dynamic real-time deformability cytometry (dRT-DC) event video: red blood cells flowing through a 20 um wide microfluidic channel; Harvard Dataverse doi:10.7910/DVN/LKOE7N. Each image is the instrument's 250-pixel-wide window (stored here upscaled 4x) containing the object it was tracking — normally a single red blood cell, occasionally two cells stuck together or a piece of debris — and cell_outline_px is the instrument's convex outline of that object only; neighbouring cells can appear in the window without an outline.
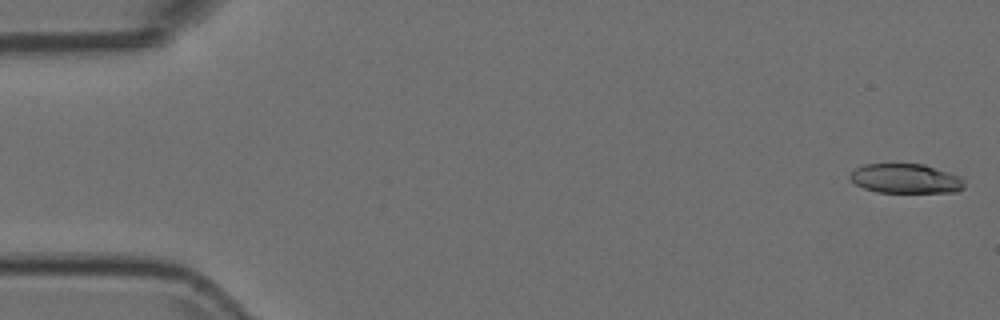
{"species": "Egyptian fruit bat (a non-hibernating species)", "species_latin": "Rousettus aegyptiacus", "temperature_condition": "room temperature", "stored_images_in_passage": 53, "camera_frame_rate_fps": 3000, "um_per_image_px": 0.085, "animal": {"sex": "female"}, "frame": {"image": 1, "passage_image": 1, "time_ms": 0.0, "image_size_px": [1000, 320], "cell_outline_px": [[964, 188], [956, 192], [876, 192], [864, 188], [856, 184], [848, 176], [856, 168], [864, 164], [924, 164], [960, 176], [964, 180]], "centroid_in_image_um": [77.0, 15.18], "position_along_channel_um": 8.0, "area_um2": 19.59}}
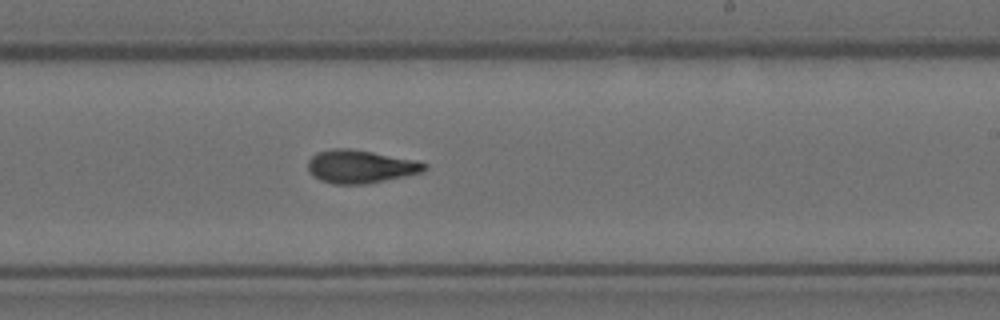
{"frame": {"image": 2, "passage_image": 32, "time_ms": 10.333, "image_size_px": [1000, 320], "cell_outline_px": [[428, 168], [424, 172], [368, 184], [332, 184], [320, 180], [312, 176], [308, 168], [308, 160], [316, 152], [332, 148], [348, 148], [372, 152], [416, 160], [428, 164]], "centroid_in_image_um": [30.64, 14.16], "position_along_channel_um": 258.4, "area_um2": 22.72}}
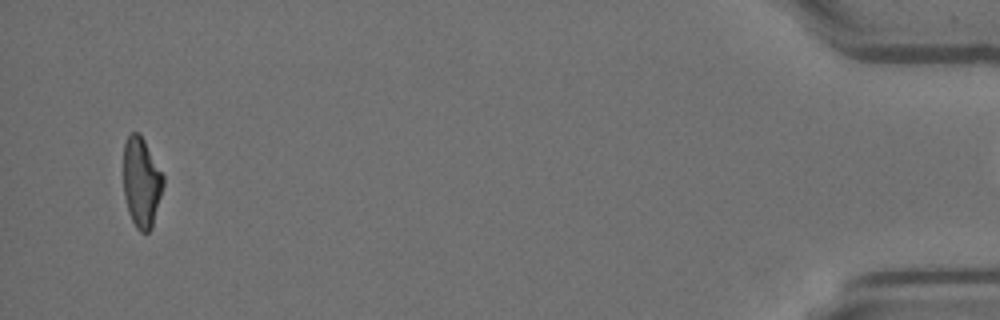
{"frame": {"image": 3, "passage_image": 52, "time_ms": 17.0, "image_size_px": [1000, 320], "cell_outline_px": [[164, 184], [152, 228], [148, 232], [140, 232], [136, 228], [128, 212], [124, 196], [124, 144], [128, 136], [132, 132], [140, 132], [164, 176]], "centroid_in_image_um": [12.03, 15.5], "position_along_channel_um": 423.2, "area_um2": 20.92}}